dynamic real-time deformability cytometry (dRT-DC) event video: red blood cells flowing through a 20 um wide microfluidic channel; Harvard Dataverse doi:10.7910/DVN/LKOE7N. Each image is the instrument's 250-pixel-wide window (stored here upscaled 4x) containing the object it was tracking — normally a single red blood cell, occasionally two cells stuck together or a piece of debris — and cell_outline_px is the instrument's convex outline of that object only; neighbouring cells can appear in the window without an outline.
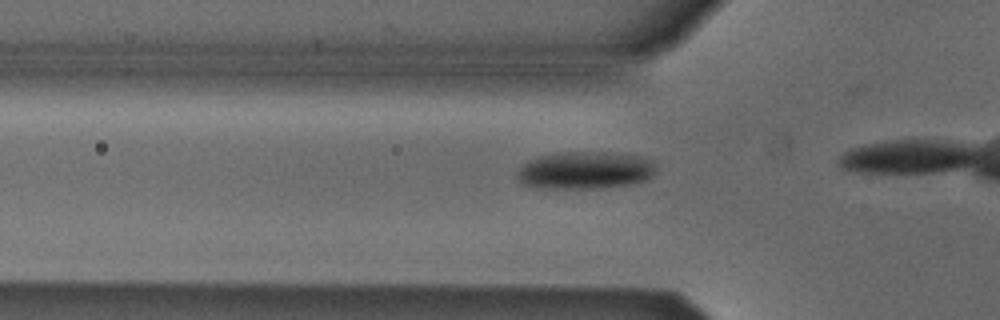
{"species": "Egyptian fruit bat (a non-hibernating species)", "species_latin": "Rousettus aegyptiacus", "temperature_condition": "cold", "stored_images_in_passage": 10, "camera_frame_rate_fps": 3000, "um_per_image_px": 0.085, "animal": {"sex": "male"}, "frame": {"image": 1, "passage_image": 5, "time_ms": 1.333, "image_size_px": [1000, 320], "cell_outline_px": [[656, 172], [652, 176], [644, 180], [632, 184], [600, 188], [536, 188], [524, 184], [512, 176], [528, 160], [536, 156], [568, 152], [604, 152], [640, 156], [656, 160]], "centroid_in_image_um": [49.73, 14.48], "position_along_channel_um": 76.1, "area_um2": 30.75}}
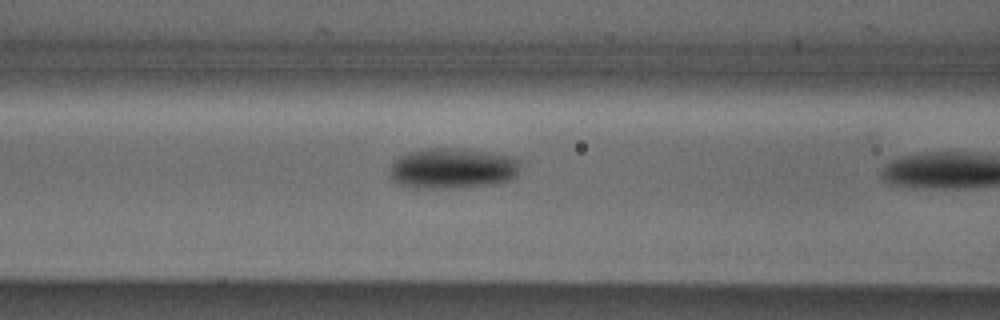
{"frame": {"image": 2, "passage_image": 9, "time_ms": 2.667, "image_size_px": [1000, 320], "cell_outline_px": [[520, 168], [516, 176], [508, 180], [496, 184], [452, 188], [408, 188], [396, 184], [388, 176], [388, 168], [392, 160], [408, 152], [424, 148], [460, 148], [516, 156], [520, 160]], "centroid_in_image_um": [38.41, 14.31], "position_along_channel_um": 128.2, "area_um2": 31.79}}